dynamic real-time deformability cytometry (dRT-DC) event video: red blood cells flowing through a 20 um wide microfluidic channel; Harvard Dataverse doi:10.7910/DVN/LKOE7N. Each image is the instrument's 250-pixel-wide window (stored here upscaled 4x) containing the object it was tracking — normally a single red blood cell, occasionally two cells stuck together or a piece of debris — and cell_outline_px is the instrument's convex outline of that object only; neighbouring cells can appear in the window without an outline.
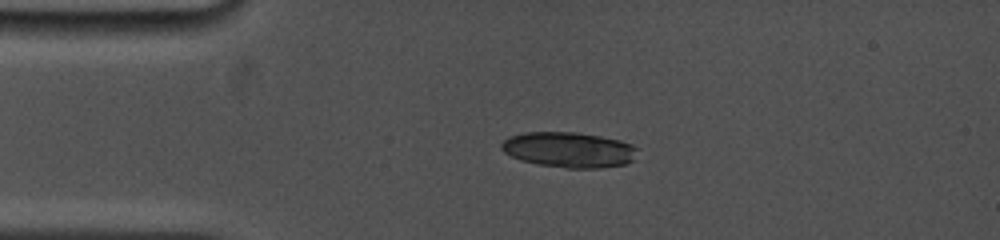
{"species": "common noctule bat (a hibernating species)", "species_latin": "Nyctalus noctula", "temperature_condition": "cold", "stored_images_in_passage": 3, "camera_frame_rate_fps": 5000, "um_per_image_px": 0.085, "animal": {"sex": "female", "body_mass_g": 19.0, "forearm_length_mm": 53.3}, "frame": {"image": 1, "passage_image": 1, "time_ms": 0.0, "image_size_px": [1000, 240], "cell_outline_px": [[640, 148], [632, 160], [624, 164], [600, 168], [564, 168], [536, 164], [520, 160], [504, 152], [500, 148], [500, 144], [508, 136], [524, 132], [576, 132], [600, 136], [620, 140], [632, 144]], "centroid_in_image_um": [48.34, 12.72], "position_along_channel_um": 36.7, "area_um2": 28.32}}